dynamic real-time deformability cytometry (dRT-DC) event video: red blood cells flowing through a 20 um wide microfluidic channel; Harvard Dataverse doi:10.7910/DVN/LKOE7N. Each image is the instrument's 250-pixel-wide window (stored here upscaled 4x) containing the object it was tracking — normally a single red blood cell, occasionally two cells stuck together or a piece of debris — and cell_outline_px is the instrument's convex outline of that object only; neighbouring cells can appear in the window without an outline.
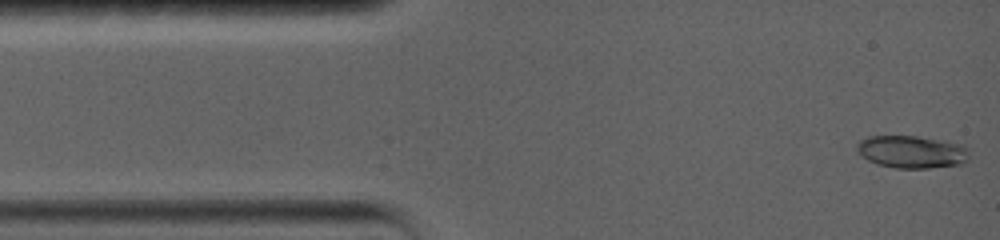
{"species": "common noctule bat (a hibernating species)", "species_latin": "Nyctalus noctula", "temperature_condition": "warm", "stored_images_in_passage": 44, "camera_frame_rate_fps": 5000, "um_per_image_px": 0.085, "animal": {"sex": "female", "body_mass_g": 19.0, "forearm_length_mm": 56.7}, "frame": {"image": 1, "passage_image": 1, "time_ms": 0.0, "image_size_px": [1000, 240], "cell_outline_px": [[968, 156], [960, 164], [928, 168], [896, 168], [876, 164], [860, 156], [856, 148], [856, 144], [860, 140], [868, 136], [916, 136], [944, 140], [960, 144], [968, 148]], "centroid_in_image_um": [77.45, 12.9], "position_along_channel_um": 7.6, "area_um2": 21.33}}
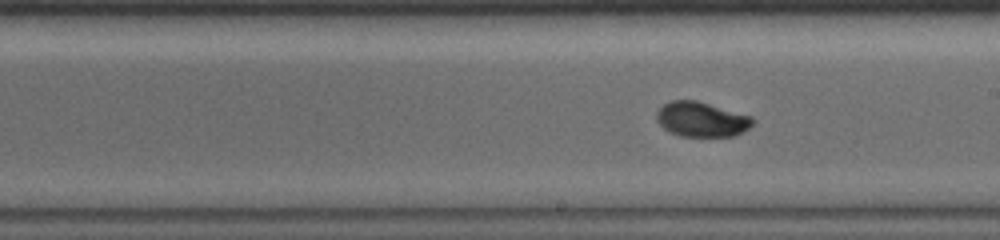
{"frame": {"image": 2, "passage_image": 25, "time_ms": 8.2, "image_size_px": [1000, 240], "cell_outline_px": [[756, 120], [744, 132], [736, 136], [680, 136], [664, 128], [656, 120], [656, 112], [664, 104], [672, 100], [696, 100], [752, 116]], "centroid_in_image_um": [59.66, 10.14], "position_along_channel_um": 229.3, "area_um2": 19.54}}
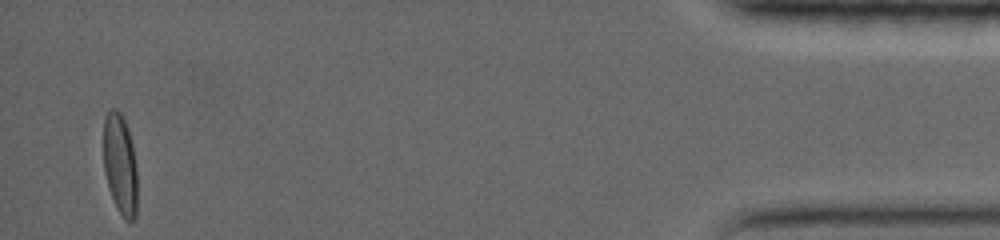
{"frame": {"image": 3, "passage_image": 44, "time_ms": 16.6, "image_size_px": [1000, 240], "cell_outline_px": [[136, 216], [132, 220], [124, 220], [116, 208], [108, 188], [104, 172], [104, 116], [112, 108], [116, 108], [120, 112], [128, 128], [132, 144], [136, 168]], "centroid_in_image_um": [10.19, 13.97], "position_along_channel_um": 425.0, "area_um2": 19.88}, "authors_computed_cell_mechanics": {"area_um2": 19.7387, "velocity_mm_per_s": 3.6109, "shape_relaxation_time_tau1_ms": 5.8841, "shape_relaxation_time_tau2_ms": null, "deformation_change_tau1": 0.2074, "deformation_change_tau2": null}}